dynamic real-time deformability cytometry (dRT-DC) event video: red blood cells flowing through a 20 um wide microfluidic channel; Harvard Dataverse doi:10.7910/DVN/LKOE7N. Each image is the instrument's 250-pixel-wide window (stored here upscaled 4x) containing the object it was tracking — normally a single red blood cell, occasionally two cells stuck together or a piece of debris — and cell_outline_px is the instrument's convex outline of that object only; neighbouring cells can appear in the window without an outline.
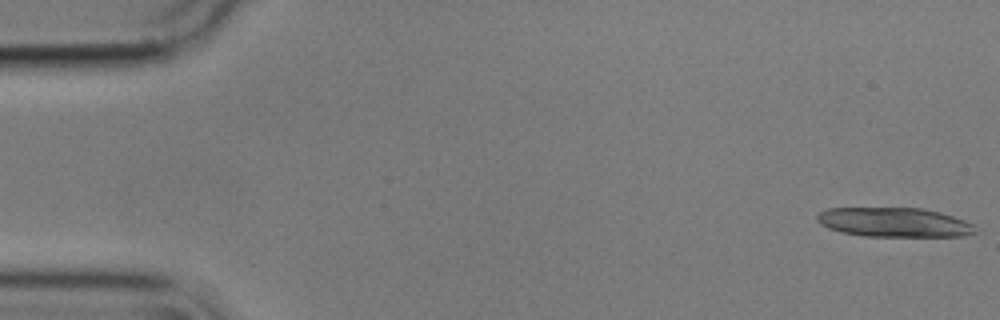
{"species": "common noctule bat (a hibernating species)", "species_latin": "Nyctalus noctula", "temperature_condition": "cold", "stored_images_in_passage": 15, "camera_frame_rate_fps": 3000, "um_per_image_px": 0.085, "animal": {"sex": "male", "body_mass_g": 17.9}, "frame": {"image": 1, "passage_image": 1, "time_ms": 0.0, "image_size_px": [1000, 320], "cell_outline_px": [[976, 232], [964, 236], [864, 236], [840, 232], [828, 228], [820, 224], [816, 220], [816, 216], [820, 212], [828, 208], [924, 208], [940, 212], [964, 220], [972, 224]], "centroid_in_image_um": [75.97, 18.89], "position_along_channel_um": 9.0, "area_um2": 27.05}}